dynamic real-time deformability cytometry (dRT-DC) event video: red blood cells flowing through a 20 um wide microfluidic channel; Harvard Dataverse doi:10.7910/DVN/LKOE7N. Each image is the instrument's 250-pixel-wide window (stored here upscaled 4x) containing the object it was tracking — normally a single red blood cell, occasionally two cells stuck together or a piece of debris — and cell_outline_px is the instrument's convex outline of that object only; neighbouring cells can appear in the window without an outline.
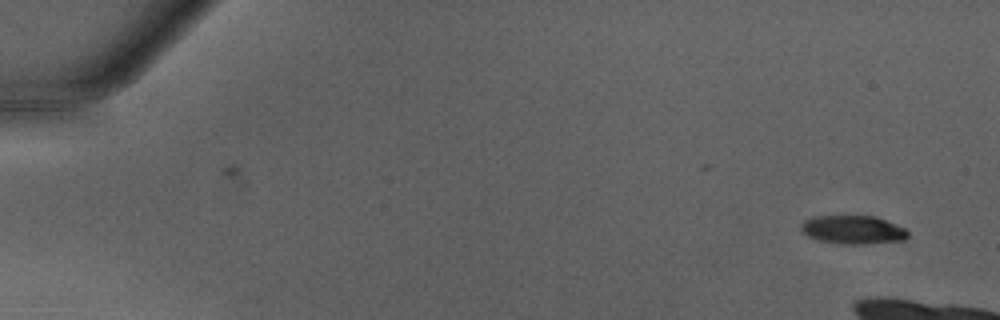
{"species": "Egyptian fruit bat (a non-hibernating species)", "species_latin": "Rousettus aegyptiacus", "temperature_condition": "warm", "stored_images_in_passage": 11, "camera_frame_rate_fps": 3000, "um_per_image_px": 0.085, "animal": {"sex": "male"}, "frame": {"image": 1, "passage_image": 1, "time_ms": 0.0, "image_size_px": [1000, 320], "cell_outline_px": [[908, 236], [904, 240], [868, 244], [836, 244], [820, 240], [808, 236], [800, 228], [800, 224], [804, 220], [812, 216], [876, 216], [904, 228], [908, 232]], "centroid_in_image_um": [72.49, 19.53], "position_along_channel_um": 12.5, "area_um2": 17.8}}